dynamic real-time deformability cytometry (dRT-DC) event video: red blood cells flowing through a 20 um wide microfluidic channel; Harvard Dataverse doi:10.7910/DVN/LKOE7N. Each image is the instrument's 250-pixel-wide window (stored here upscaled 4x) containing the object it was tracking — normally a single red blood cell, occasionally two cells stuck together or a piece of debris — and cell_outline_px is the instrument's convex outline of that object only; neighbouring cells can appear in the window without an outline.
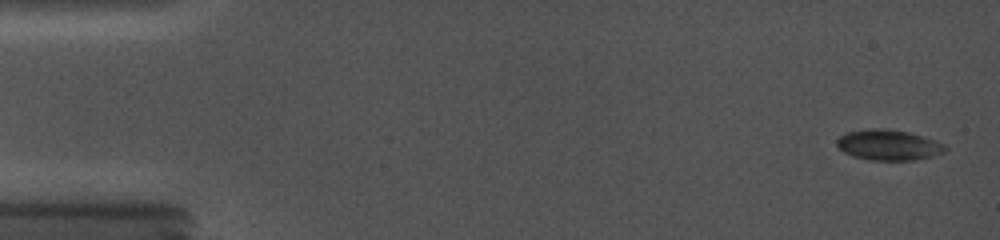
{"species": "common noctule bat (a hibernating species)", "species_latin": "Nyctalus noctula", "temperature_condition": "cold", "stored_images_in_passage": 9, "camera_frame_rate_fps": 5000, "um_per_image_px": 0.085, "animal": {"sex": "female", "body_mass_g": 19.0, "forearm_length_mm": 56.7}, "frame": {"image": 1, "passage_image": 2, "time_ms": 0.4, "image_size_px": [1000, 240], "cell_outline_px": [[948, 148], [944, 152], [932, 156], [916, 160], [868, 160], [852, 156], [844, 152], [836, 144], [836, 140], [840, 136], [848, 132], [876, 128], [880, 128], [908, 132], [924, 136], [936, 140], [944, 144]], "centroid_in_image_um": [75.55, 12.33], "position_along_channel_um": 9.5, "area_um2": 19.25}}